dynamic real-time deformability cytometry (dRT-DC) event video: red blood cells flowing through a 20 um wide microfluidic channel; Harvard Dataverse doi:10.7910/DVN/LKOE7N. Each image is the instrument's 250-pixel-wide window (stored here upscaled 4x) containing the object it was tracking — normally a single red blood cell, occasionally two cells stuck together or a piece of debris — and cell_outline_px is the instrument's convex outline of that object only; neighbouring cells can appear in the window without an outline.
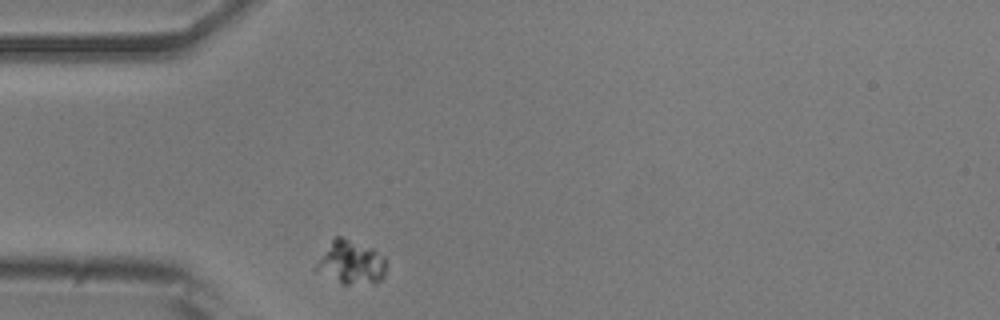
{"species": "common noctule bat (a hibernating species)", "species_latin": "Nyctalus noctula", "temperature_condition": "room temperature", "stored_images_in_passage": 42, "camera_frame_rate_fps": 3000, "um_per_image_px": 0.085, "animal": {"sex": "male", "body_mass_g": 20.5, "forearm_length_mm": 52.5}, "frame": {"image": 1, "passage_image": 1, "time_ms": 0.0, "image_size_px": [1000, 320], "cell_outline_px": [[384, 276], [380, 280], [372, 284], [340, 284], [312, 268], [332, 236], [340, 236], [372, 248], [384, 256]], "centroid_in_image_um": [29.77, 22.31], "position_along_channel_um": 55.2, "area_um2": 17.98}}
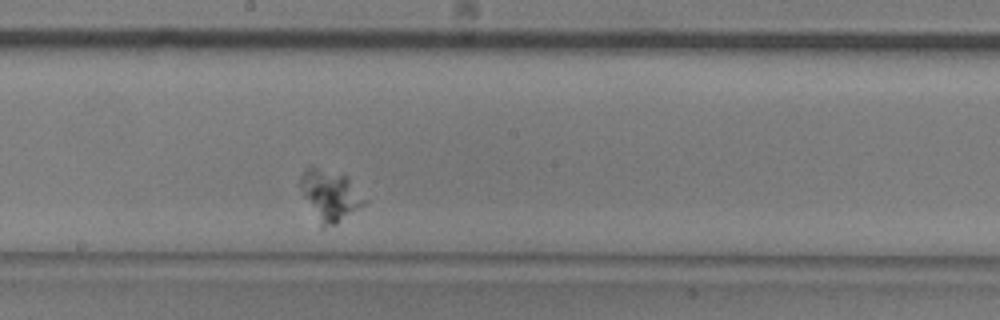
{"frame": {"image": 2, "passage_image": 16, "time_ms": 5.0, "image_size_px": [1000, 320], "cell_outline_px": [[368, 200], [364, 204], [336, 224], [324, 228], [320, 228], [304, 196], [300, 184], [300, 176], [308, 168], [316, 168], [348, 176]], "centroid_in_image_um": [28.08, 16.64], "position_along_channel_um": 220.1, "area_um2": 18.73}}
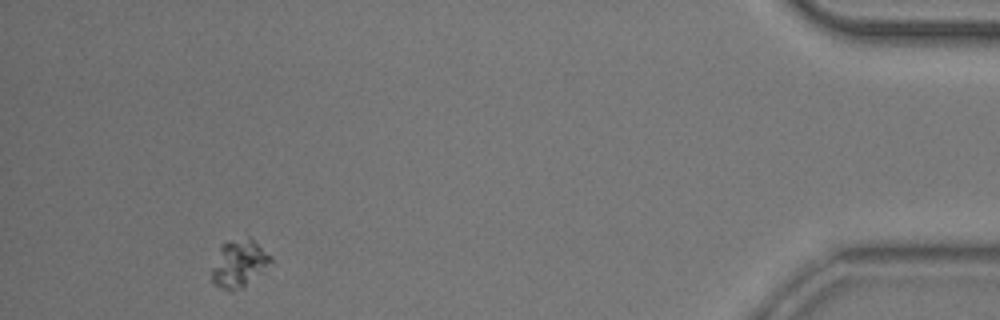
{"frame": {"image": 3, "passage_image": 38, "time_ms": 12.333, "image_size_px": [1000, 320], "cell_outline_px": [[272, 264], [244, 288], [220, 288], [212, 280], [212, 268], [220, 244], [228, 240], [248, 236], [272, 260]], "centroid_in_image_um": [20.3, 22.38], "position_along_channel_um": 414.9, "area_um2": 16.01}}